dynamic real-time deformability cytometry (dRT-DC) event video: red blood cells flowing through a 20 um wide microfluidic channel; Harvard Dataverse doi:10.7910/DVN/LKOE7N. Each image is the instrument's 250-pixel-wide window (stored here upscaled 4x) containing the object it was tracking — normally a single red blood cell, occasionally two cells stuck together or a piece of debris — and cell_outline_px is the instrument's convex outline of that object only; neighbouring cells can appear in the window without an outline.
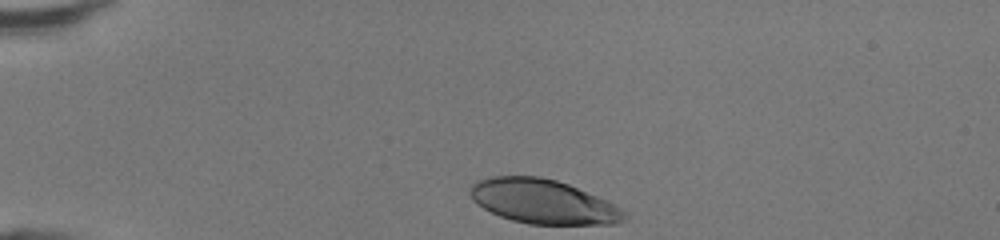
{"species": "human", "species_latin": "Homo sapiens", "temperature_condition": "room temperature", "stored_images_in_passage": 30, "camera_frame_rate_fps": 3000, "um_per_image_px": 0.085, "donor": {"sex": "female"}, "frame": {"image": 1, "passage_image": 1, "time_ms": 0.0, "image_size_px": [1000, 240], "cell_outline_px": [[628, 216], [624, 220], [616, 224], [528, 224], [512, 220], [500, 216], [484, 208], [472, 200], [468, 192], [472, 184], [476, 180], [492, 176], [540, 176], [556, 180], [568, 184], [608, 200], [616, 204], [628, 212]], "centroid_in_image_um": [46.19, 17.13], "position_along_channel_um": 38.8, "area_um2": 40.11}}
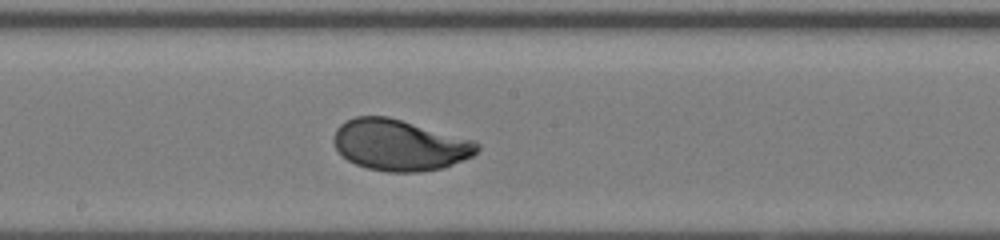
{"frame": {"image": 2, "passage_image": 17, "time_ms": 5.333, "image_size_px": [1000, 240], "cell_outline_px": [[480, 148], [472, 156], [464, 160], [444, 168], [420, 172], [388, 172], [368, 168], [356, 164], [348, 160], [336, 148], [332, 140], [332, 136], [336, 128], [344, 120], [356, 116], [388, 116], [476, 140], [480, 144]], "centroid_in_image_um": [33.99, 12.32], "position_along_channel_um": 214.2, "area_um2": 43.18}}
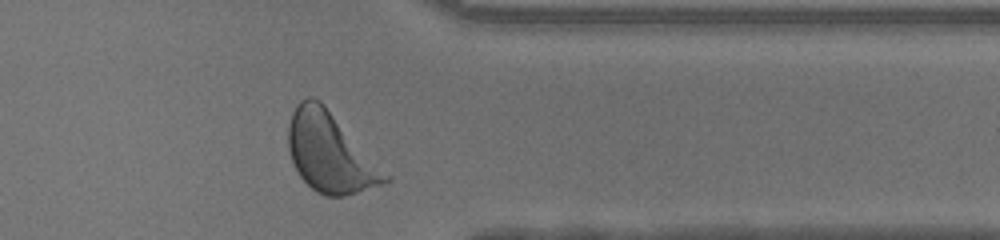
{"frame": {"image": 3, "passage_image": 29, "time_ms": 9.333, "image_size_px": [1000, 240], "cell_outline_px": [[392, 180], [384, 184], [344, 196], [324, 196], [316, 192], [300, 176], [292, 160], [288, 148], [288, 124], [292, 112], [296, 104], [300, 100], [308, 96], [312, 96], [320, 100], [324, 104], [392, 176]], "centroid_in_image_um": [28.08, 12.96], "position_along_channel_um": 383.3, "area_um2": 45.08}, "authors_computed_cell_mechanics": {"area_um2": 41.9628, "velocity_mm_per_s": 4.3269, "shape_relaxation_time_tau1_ms": 3.0661, "shape_relaxation_time_tau2_ms": null, "deformation_change_tau1": 0.1877, "deformation_change_tau2": null}}